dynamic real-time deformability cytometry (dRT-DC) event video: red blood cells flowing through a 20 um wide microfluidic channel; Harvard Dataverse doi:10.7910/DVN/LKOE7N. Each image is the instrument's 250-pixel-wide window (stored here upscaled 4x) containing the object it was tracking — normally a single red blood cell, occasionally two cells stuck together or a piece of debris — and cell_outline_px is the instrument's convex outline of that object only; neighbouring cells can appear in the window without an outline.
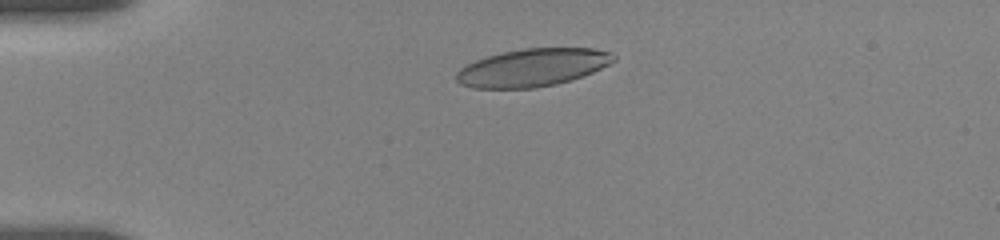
{"species": "human", "species_latin": "Homo sapiens", "temperature_condition": "room temperature", "stored_images_in_passage": 7, "camera_frame_rate_fps": 3000, "um_per_image_px": 0.085, "donor": {"sex": "female"}, "frame": {"image": 1, "passage_image": 4, "time_ms": 2.667, "image_size_px": [1000, 240], "cell_outline_px": [[616, 60], [592, 72], [572, 80], [556, 84], [536, 88], [472, 88], [460, 84], [456, 80], [456, 72], [460, 68], [476, 60], [488, 56], [504, 52], [524, 48], [596, 48], [612, 52], [616, 56]], "centroid_in_image_um": [45.28, 5.74], "position_along_channel_um": 39.7, "area_um2": 34.62}}
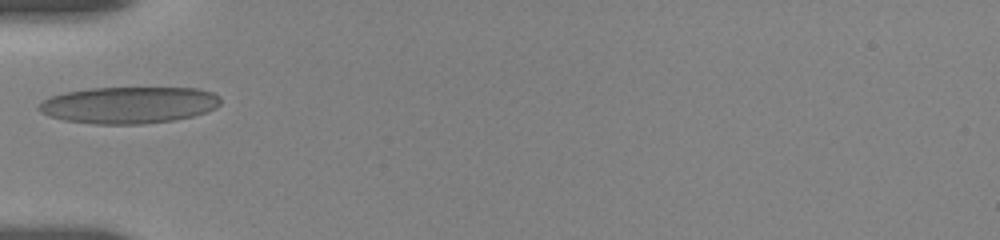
{"frame": {"image": 2, "passage_image": 6, "time_ms": 4.667, "image_size_px": [1000, 240], "cell_outline_px": [[220, 104], [216, 108], [192, 116], [172, 120], [140, 124], [92, 124], [64, 120], [48, 116], [40, 112], [36, 108], [44, 100], [52, 96], [64, 92], [92, 88], [196, 88], [212, 92], [220, 96]], "centroid_in_image_um": [10.93, 8.93], "position_along_channel_um": 74.1, "area_um2": 38.84}}